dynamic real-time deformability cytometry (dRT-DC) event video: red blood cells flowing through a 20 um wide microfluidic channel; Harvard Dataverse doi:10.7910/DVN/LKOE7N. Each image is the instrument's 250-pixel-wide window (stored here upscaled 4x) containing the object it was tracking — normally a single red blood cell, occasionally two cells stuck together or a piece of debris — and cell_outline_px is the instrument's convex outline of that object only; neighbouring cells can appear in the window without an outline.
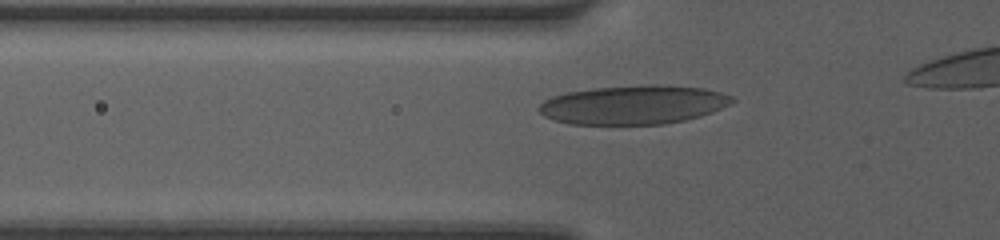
{"species": "human", "species_latin": "Homo sapiens", "temperature_condition": "room temperature", "stored_images_in_passage": 28, "camera_frame_rate_fps": 3000, "um_per_image_px": 0.085, "donor": {"sex": "female"}, "frame": {"image": 1, "passage_image": 2, "time_ms": 0.333, "image_size_px": [1000, 240], "cell_outline_px": [[736, 100], [732, 104], [712, 112], [700, 116], [684, 120], [664, 124], [568, 124], [544, 116], [536, 108], [544, 100], [552, 96], [568, 92], [592, 88], [648, 84], [668, 84], [704, 88], [720, 92], [732, 96]], "centroid_in_image_um": [53.87, 8.89], "position_along_channel_um": 71.9, "area_um2": 44.16}}
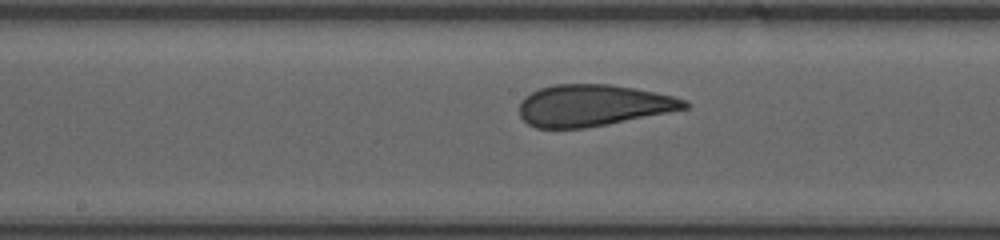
{"frame": {"image": 2, "passage_image": 11, "time_ms": 3.333, "image_size_px": [1000, 240], "cell_outline_px": [[692, 104], [688, 108], [608, 124], [584, 128], [536, 128], [528, 124], [520, 116], [520, 100], [524, 96], [540, 88], [556, 84], [608, 84], [656, 92], [688, 100]], "centroid_in_image_um": [50.41, 8.96], "position_along_channel_um": 197.8, "area_um2": 39.94}}
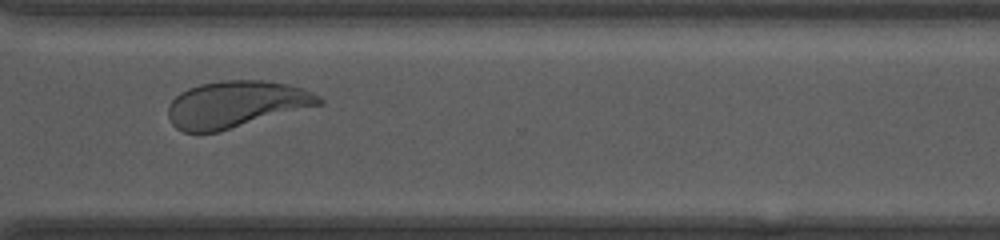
{"frame": {"image": 3, "passage_image": 22, "time_ms": 7.0, "image_size_px": [1000, 240], "cell_outline_px": [[324, 100], [320, 104], [220, 132], [184, 132], [176, 128], [172, 124], [168, 116], [168, 104], [180, 92], [188, 88], [200, 84], [220, 80], [264, 80], [288, 84], [312, 92], [320, 96]], "centroid_in_image_um": [20.02, 8.86], "position_along_channel_um": 350.6, "area_um2": 40.98}}